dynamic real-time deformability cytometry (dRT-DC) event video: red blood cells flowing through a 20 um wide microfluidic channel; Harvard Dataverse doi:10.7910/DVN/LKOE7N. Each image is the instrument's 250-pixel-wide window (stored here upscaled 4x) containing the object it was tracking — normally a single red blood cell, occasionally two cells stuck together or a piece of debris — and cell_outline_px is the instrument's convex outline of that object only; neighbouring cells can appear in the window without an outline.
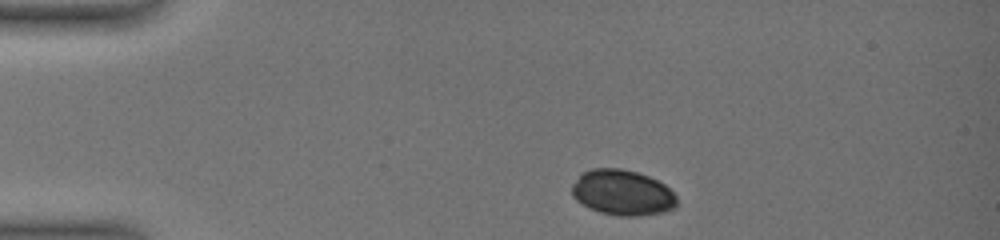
{"species": "common noctule bat (a hibernating species)", "species_latin": "Nyctalus noctula", "temperature_condition": "warm", "stored_images_in_passage": 8, "camera_frame_rate_fps": 3000, "um_per_image_px": 0.085, "animal": {"sex": "female", "body_mass_g": 19.0, "forearm_length_mm": 51.5}, "frame": {"image": 1, "passage_image": 1, "time_ms": 0.0, "image_size_px": [1000, 240], "cell_outline_px": [[676, 208], [664, 212], [636, 216], [620, 216], [600, 212], [588, 208], [576, 200], [572, 196], [572, 184], [580, 172], [592, 168], [620, 168], [636, 172], [648, 176], [664, 184], [676, 196]], "centroid_in_image_um": [52.87, 16.37], "position_along_channel_um": 32.1, "area_um2": 27.98}}
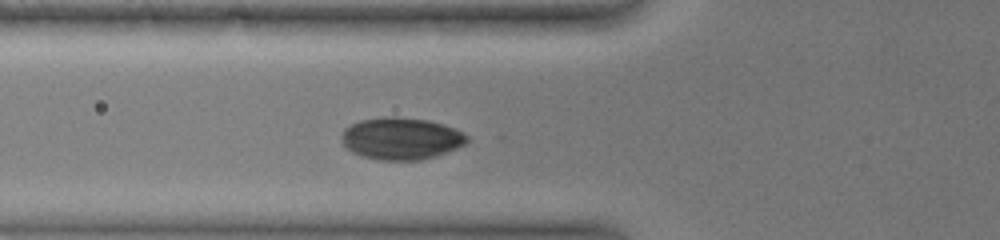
{"frame": {"image": 2, "passage_image": 5, "time_ms": 3.333, "image_size_px": [1000, 240], "cell_outline_px": [[468, 144], [436, 156], [420, 160], [380, 160], [364, 156], [352, 152], [344, 144], [340, 136], [344, 128], [360, 120], [384, 116], [396, 116], [428, 120], [444, 124], [464, 132], [468, 136]], "centroid_in_image_um": [34.13, 11.76], "position_along_channel_um": 91.7, "area_um2": 30.98}}
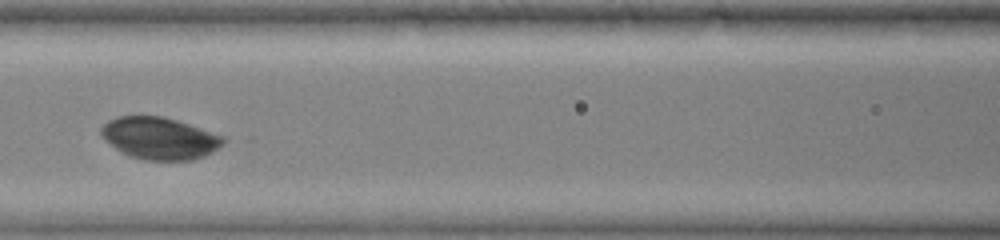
{"frame": {"image": 3, "passage_image": 7, "time_ms": 5.0, "image_size_px": [1000, 240], "cell_outline_px": [[224, 144], [212, 152], [204, 156], [192, 160], [144, 160], [128, 156], [120, 152], [104, 140], [100, 136], [100, 128], [108, 120], [116, 116], [164, 116], [224, 136]], "centroid_in_image_um": [13.52, 11.75], "position_along_channel_um": 153.1, "area_um2": 30.11}}